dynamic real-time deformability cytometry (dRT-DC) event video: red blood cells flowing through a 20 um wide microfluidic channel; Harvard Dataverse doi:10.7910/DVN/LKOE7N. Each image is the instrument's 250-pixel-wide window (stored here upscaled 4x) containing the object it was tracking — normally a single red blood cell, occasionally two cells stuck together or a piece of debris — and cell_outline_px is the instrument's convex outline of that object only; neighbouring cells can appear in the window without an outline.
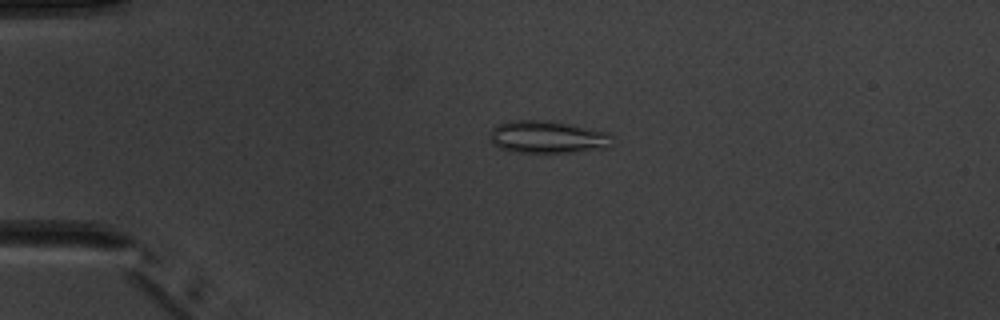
{"species": "common noctule bat (a hibernating species)", "species_latin": "Nyctalus noctula", "temperature_condition": "warm", "stored_images_in_passage": 5, "camera_frame_rate_fps": 3000, "um_per_image_px": 0.085, "animal": {"sex": "male", "body_mass_g": 20.1, "forearm_length_mm": 53.5}, "frame": {"image": 1, "passage_image": 4, "time_ms": 3.667, "image_size_px": [1000, 320], "cell_outline_px": [[612, 136], [608, 148], [576, 152], [512, 152], [500, 148], [492, 144], [488, 136], [492, 128], [496, 124], [512, 120], [552, 120], [572, 124], [608, 132]], "centroid_in_image_um": [46.5, 11.64], "position_along_channel_um": 38.5, "area_um2": 23.52}}